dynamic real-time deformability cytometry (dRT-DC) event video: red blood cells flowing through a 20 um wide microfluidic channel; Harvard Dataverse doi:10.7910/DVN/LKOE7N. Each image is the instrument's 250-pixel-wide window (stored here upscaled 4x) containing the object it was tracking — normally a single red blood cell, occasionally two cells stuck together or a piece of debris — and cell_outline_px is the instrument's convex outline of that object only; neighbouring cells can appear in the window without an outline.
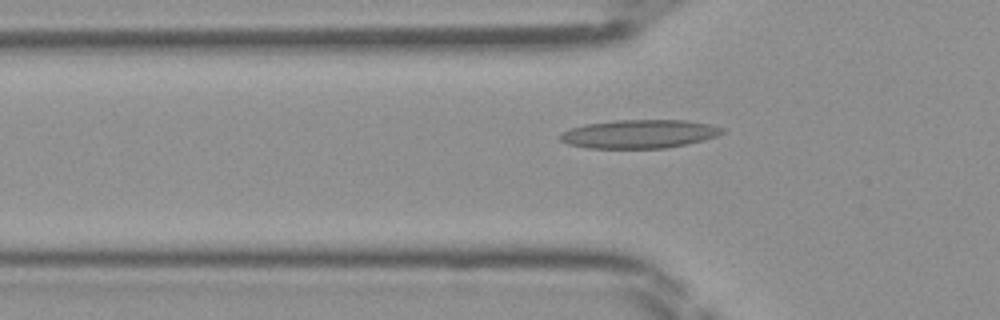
{"species": "Egyptian fruit bat (a non-hibernating species)", "species_latin": "Rousettus aegyptiacus", "temperature_condition": "room temperature", "stored_images_in_passage": 35, "camera_frame_rate_fps": 3000, "um_per_image_px": 0.085, "frame": {"image": 1, "passage_image": 4, "time_ms": 1.0, "image_size_px": [1000, 320], "cell_outline_px": [[724, 132], [716, 136], [688, 144], [668, 148], [584, 148], [568, 144], [560, 140], [560, 132], [584, 124], [612, 120], [688, 120], [708, 124], [724, 128]], "centroid_in_image_um": [54.31, 11.38], "position_along_channel_um": 71.5, "area_um2": 27.11}}
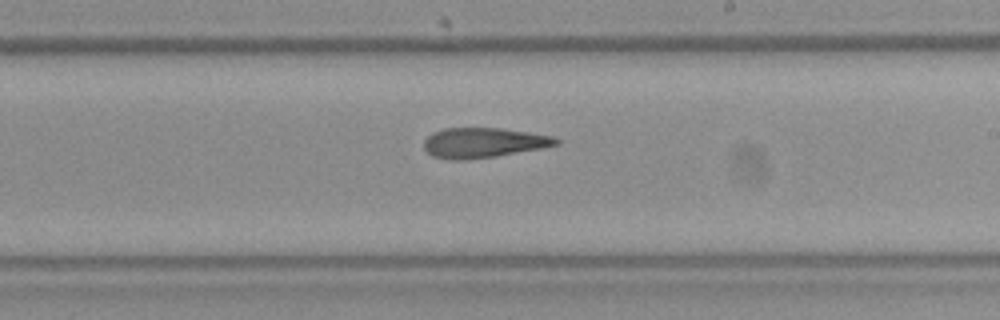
{"frame": {"image": 2, "passage_image": 16, "time_ms": 5.0, "image_size_px": [1000, 320], "cell_outline_px": [[560, 144], [540, 148], [496, 156], [464, 160], [452, 160], [432, 156], [424, 148], [424, 140], [432, 132], [444, 128], [500, 128], [556, 136], [560, 140]], "centroid_in_image_um": [41.09, 12.12], "position_along_channel_um": 247.9, "area_um2": 23.12}}
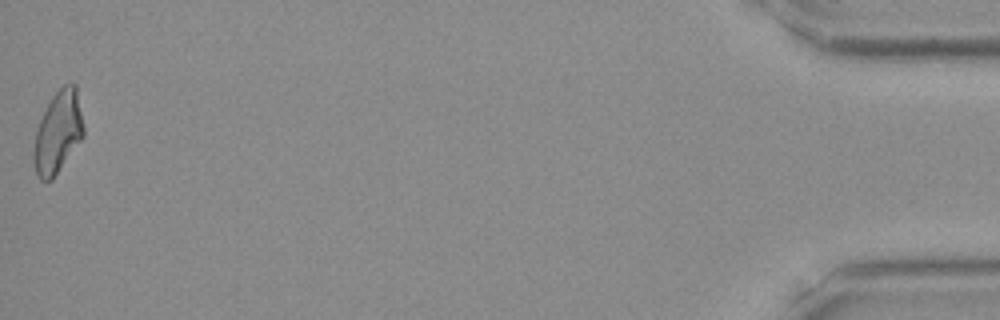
{"frame": {"image": 3, "passage_image": 35, "time_ms": 11.333, "image_size_px": [1000, 320], "cell_outline_px": [[84, 136], [52, 180], [40, 180], [36, 176], [32, 160], [32, 152], [36, 132], [40, 120], [52, 96], [64, 84], [72, 80], [76, 84], [84, 128]], "centroid_in_image_um": [4.92, 11.24], "position_along_channel_um": 430.3, "area_um2": 23.99}}